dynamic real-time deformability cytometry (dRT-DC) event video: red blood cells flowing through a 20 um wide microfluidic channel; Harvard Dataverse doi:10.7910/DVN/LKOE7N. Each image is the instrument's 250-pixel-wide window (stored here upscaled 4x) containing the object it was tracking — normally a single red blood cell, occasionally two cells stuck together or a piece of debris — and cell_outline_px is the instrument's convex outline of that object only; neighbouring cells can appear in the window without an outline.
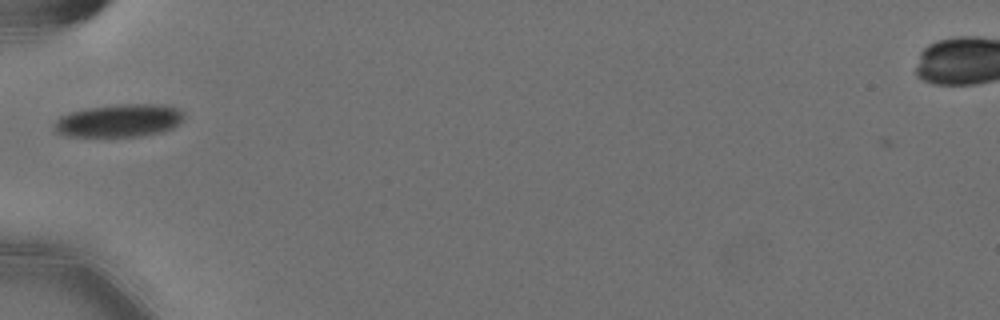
{"species": "Egyptian fruit bat (a non-hibernating species)", "species_latin": "Rousettus aegyptiacus", "temperature_condition": "cold", "stored_images_in_passage": 4, "camera_frame_rate_fps": 3000, "um_per_image_px": 0.085, "animal": {"sex": "female"}, "frame": {"image": 1, "passage_image": 1, "time_ms": 0.0, "image_size_px": [1000, 320], "cell_outline_px": [[184, 116], [180, 124], [172, 128], [160, 132], [140, 136], [68, 136], [56, 132], [52, 128], [52, 124], [60, 116], [84, 108], [116, 104], [160, 104], [180, 108], [184, 112]], "centroid_in_image_um": [10.13, 10.24], "position_along_channel_um": 74.9, "area_um2": 25.09}}